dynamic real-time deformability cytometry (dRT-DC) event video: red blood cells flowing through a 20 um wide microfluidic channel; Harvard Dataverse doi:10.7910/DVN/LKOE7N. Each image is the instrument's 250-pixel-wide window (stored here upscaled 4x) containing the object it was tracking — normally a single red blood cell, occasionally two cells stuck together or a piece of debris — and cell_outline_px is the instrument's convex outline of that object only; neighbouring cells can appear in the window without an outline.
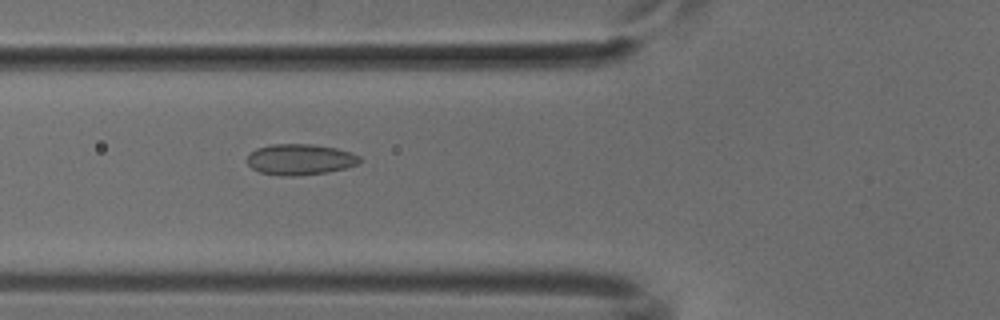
{"species": "common noctule bat (a hibernating species)", "species_latin": "Nyctalus noctula", "temperature_condition": "cold", "stored_images_in_passage": 52, "camera_frame_rate_fps": 3000, "um_per_image_px": 0.085, "animal": {"sex": "male", "body_mass_g": 18.8}, "frame": {"image": 1, "passage_image": 19, "time_ms": 6.0, "image_size_px": [1000, 320], "cell_outline_px": [[360, 160], [356, 164], [344, 168], [328, 172], [296, 176], [284, 176], [260, 172], [252, 168], [248, 164], [248, 156], [256, 148], [272, 144], [312, 144], [336, 148], [360, 156]], "centroid_in_image_um": [25.48, 13.55], "position_along_channel_um": 100.3, "area_um2": 20.06}}
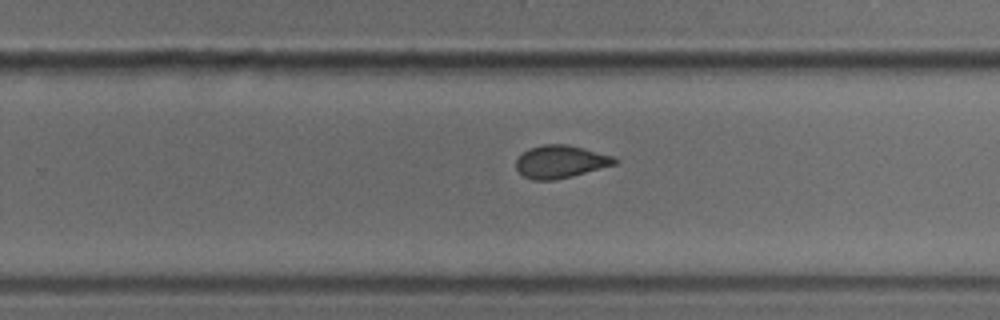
{"frame": {"image": 2, "passage_image": 33, "time_ms": 10.667, "image_size_px": [1000, 320], "cell_outline_px": [[616, 164], [572, 176], [556, 180], [532, 180], [524, 176], [516, 168], [516, 160], [528, 148], [544, 144], [568, 144], [584, 148], [612, 156], [616, 160]], "centroid_in_image_um": [47.62, 13.74], "position_along_channel_um": 282.2, "area_um2": 18.67}}
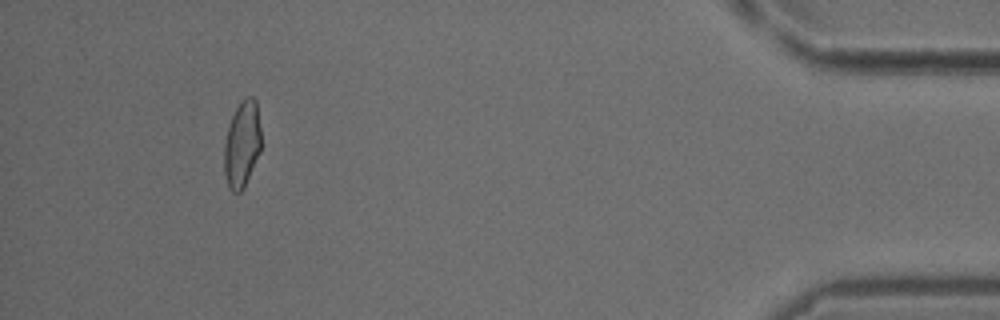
{"frame": {"image": 3, "passage_image": 48, "time_ms": 15.667, "image_size_px": [1000, 320], "cell_outline_px": [[260, 152], [244, 188], [240, 192], [232, 192], [228, 188], [224, 172], [224, 144], [228, 128], [232, 116], [240, 100], [244, 96], [252, 96], [256, 100], [260, 128]], "centroid_in_image_um": [20.56, 12.26], "position_along_channel_um": 414.6, "area_um2": 18.73}}